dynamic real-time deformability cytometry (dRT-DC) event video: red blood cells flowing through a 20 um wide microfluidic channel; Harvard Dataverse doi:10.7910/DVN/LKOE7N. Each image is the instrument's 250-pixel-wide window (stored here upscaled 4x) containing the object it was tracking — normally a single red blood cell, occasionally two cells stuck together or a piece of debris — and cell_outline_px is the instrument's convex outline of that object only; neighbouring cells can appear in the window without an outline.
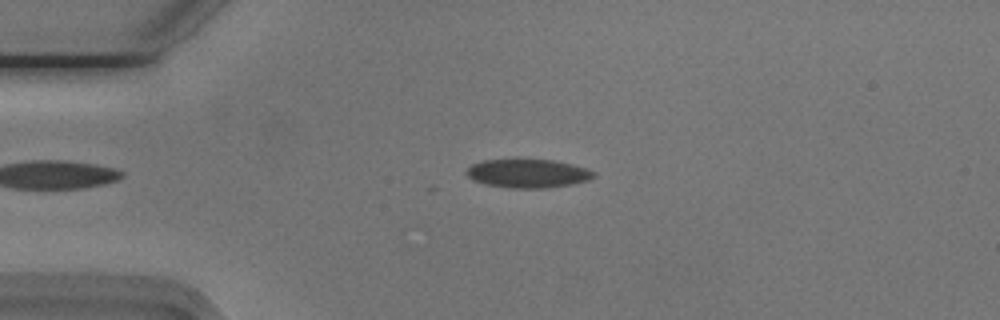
{"species": "Egyptian fruit bat (a non-hibernating species)", "species_latin": "Rousettus aegyptiacus", "temperature_condition": "cold", "stored_images_in_passage": 15, "camera_frame_rate_fps": 3000, "um_per_image_px": 0.085, "animal": {"sex": "male"}, "frame": {"image": 1, "passage_image": 10, "time_ms": 3.0, "image_size_px": [1000, 320], "cell_outline_px": [[596, 176], [588, 180], [572, 184], [544, 188], [512, 188], [488, 184], [472, 180], [464, 172], [472, 164], [480, 160], [552, 160], [572, 164], [596, 172]], "centroid_in_image_um": [44.86, 14.74], "position_along_channel_um": 40.1, "area_um2": 21.04}}